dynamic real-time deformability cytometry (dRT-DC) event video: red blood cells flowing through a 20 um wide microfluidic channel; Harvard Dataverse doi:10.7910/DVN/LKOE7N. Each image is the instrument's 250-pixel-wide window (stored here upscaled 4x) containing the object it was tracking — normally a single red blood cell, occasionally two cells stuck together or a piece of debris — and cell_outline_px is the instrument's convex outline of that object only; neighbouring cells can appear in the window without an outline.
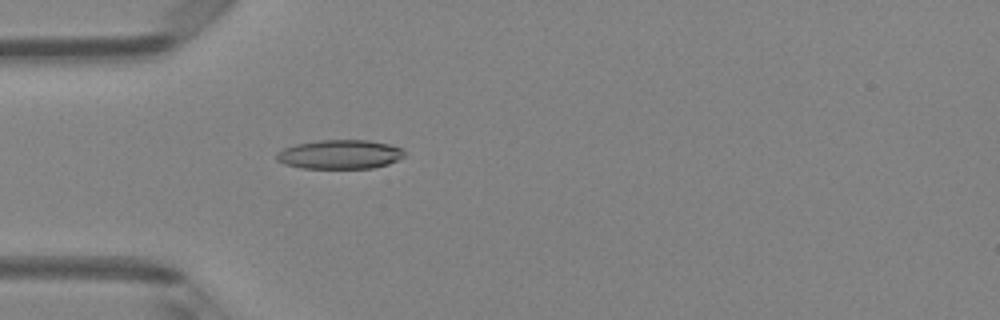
{"species": "Egyptian fruit bat (a non-hibernating species)", "species_latin": "Rousettus aegyptiacus", "temperature_condition": "room temperature", "stored_images_in_passage": 50, "camera_frame_rate_fps": 3000, "um_per_image_px": 0.085, "animal": {"sex": "female"}, "frame": {"image": 1, "passage_image": 15, "time_ms": 4.667, "image_size_px": [1000, 320], "cell_outline_px": [[404, 156], [388, 164], [372, 168], [300, 168], [284, 164], [276, 160], [276, 152], [284, 148], [296, 144], [320, 140], [368, 140], [392, 144], [404, 148]], "centroid_in_image_um": [28.89, 13.12], "position_along_channel_um": 56.1, "area_um2": 21.85}}
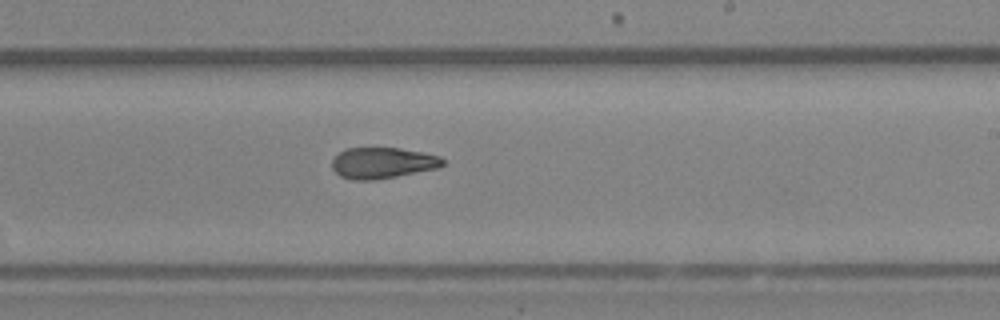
{"frame": {"image": 2, "passage_image": 30, "time_ms": 9.667, "image_size_px": [1000, 320], "cell_outline_px": [[444, 164], [440, 168], [396, 176], [372, 180], [352, 180], [340, 176], [332, 168], [332, 160], [344, 148], [400, 148], [424, 152], [440, 156], [444, 160]], "centroid_in_image_um": [32.54, 13.84], "position_along_channel_um": 256.5, "area_um2": 20.11}}
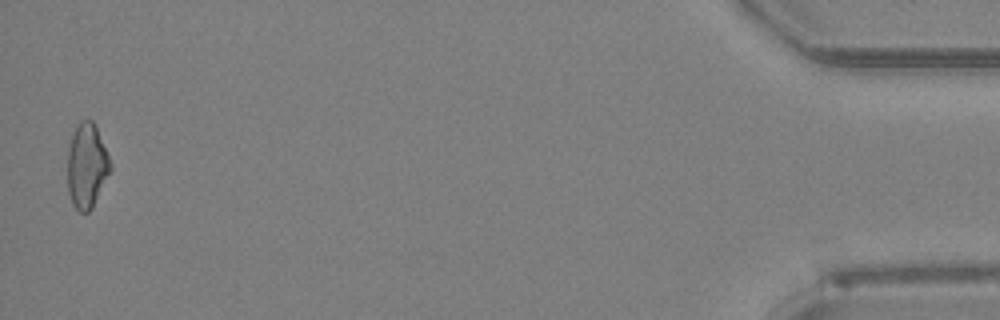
{"frame": {"image": 3, "passage_image": 49, "time_ms": 16.0, "image_size_px": [1000, 320], "cell_outline_px": [[112, 168], [92, 208], [88, 212], [80, 212], [72, 204], [68, 192], [68, 152], [72, 132], [80, 120], [92, 120], [96, 124], [112, 164]], "centroid_in_image_um": [7.38, 14.07], "position_along_channel_um": 427.8, "area_um2": 21.27}, "authors_computed_cell_mechanics": {"area_um2": 21.2126, "velocity_mm_per_s": 4.1386, "shape_relaxation_time_tau1_ms": 5.2422, "shape_relaxation_time_tau2_ms": 4.8705, "deformation_change_tau1": 0.1584, "deformation_change_tau2": 0.1368}}